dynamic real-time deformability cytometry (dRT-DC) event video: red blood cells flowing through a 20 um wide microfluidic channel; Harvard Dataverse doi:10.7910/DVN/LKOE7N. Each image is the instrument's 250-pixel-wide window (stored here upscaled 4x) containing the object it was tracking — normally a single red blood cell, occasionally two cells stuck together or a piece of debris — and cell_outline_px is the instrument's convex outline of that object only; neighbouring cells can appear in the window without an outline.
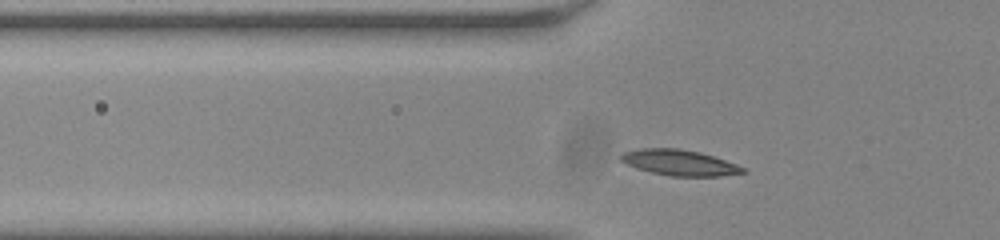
{"species": "common noctule bat (a hibernating species)", "species_latin": "Nyctalus noctula", "temperature_condition": "room temperature", "stored_images_in_passage": 41, "camera_frame_rate_fps": 3000, "um_per_image_px": 0.085, "animal": {"sex": "male", "body_mass_g": 20.0, "forearm_length_mm": 53.3}, "frame": {"image": 1, "passage_image": 12, "time_ms": 3.667, "image_size_px": [1000, 240], "cell_outline_px": [[748, 172], [720, 176], [672, 176], [652, 172], [636, 168], [620, 160], [620, 156], [624, 152], [636, 148], [680, 148], [700, 152], [736, 164], [744, 168]], "centroid_in_image_um": [57.74, 13.81], "position_along_channel_um": 68.1, "area_um2": 18.21}}
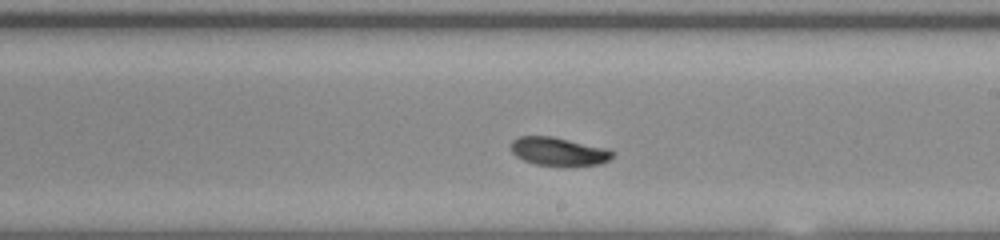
{"frame": {"image": 2, "passage_image": 26, "time_ms": 8.333, "image_size_px": [1000, 240], "cell_outline_px": [[616, 152], [608, 160], [600, 164], [536, 164], [524, 160], [516, 156], [512, 152], [512, 140], [520, 136], [552, 136], [608, 148]], "centroid_in_image_um": [47.49, 12.84], "position_along_channel_um": 241.5, "area_um2": 16.3}}
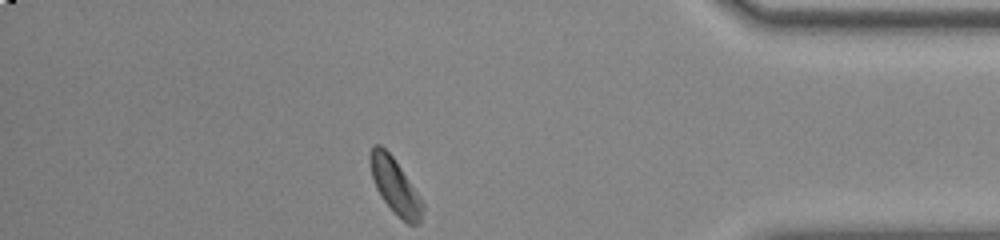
{"frame": {"image": 3, "passage_image": 41, "time_ms": 13.333, "image_size_px": [1000, 240], "cell_outline_px": [[424, 208], [420, 224], [408, 224], [380, 196], [376, 188], [372, 176], [368, 160], [368, 156], [372, 144], [380, 144], [392, 156], [420, 196], [424, 204]], "centroid_in_image_um": [33.57, 15.78], "position_along_channel_um": 401.6, "area_um2": 16.76}, "authors_computed_cell_mechanics": {"area_um2": 17.2822, "velocity_mm_per_s": 3.7781, "shape_relaxation_time_tau1_ms": 4.767, "shape_relaxation_time_tau2_ms": 5.689, "deformation_change_tau1": 0.1862, "deformation_change_tau2": 0.1103}}